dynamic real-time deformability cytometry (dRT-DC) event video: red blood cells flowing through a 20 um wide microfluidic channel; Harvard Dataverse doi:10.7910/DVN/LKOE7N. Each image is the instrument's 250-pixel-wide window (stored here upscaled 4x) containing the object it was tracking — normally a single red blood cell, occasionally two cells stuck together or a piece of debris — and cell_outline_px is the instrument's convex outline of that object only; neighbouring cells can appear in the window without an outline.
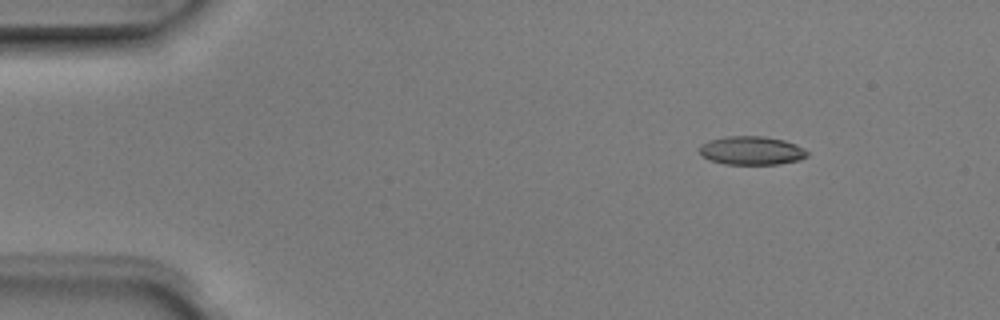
{"species": "Egyptian fruit bat (a non-hibernating species)", "species_latin": "Rousettus aegyptiacus", "temperature_condition": "room temperature", "stored_images_in_passage": 4, "camera_frame_rate_fps": 3000, "um_per_image_px": 0.085, "animal": {"sex": "male"}, "frame": {"image": 1, "passage_image": 1, "time_ms": 0.0, "image_size_px": [1000, 320], "cell_outline_px": [[808, 156], [800, 160], [780, 164], [724, 164], [700, 156], [700, 144], [708, 140], [728, 136], [764, 136], [784, 140], [796, 144], [804, 148], [808, 152]], "centroid_in_image_um": [63.89, 12.79], "position_along_channel_um": 21.1, "area_um2": 18.09}}
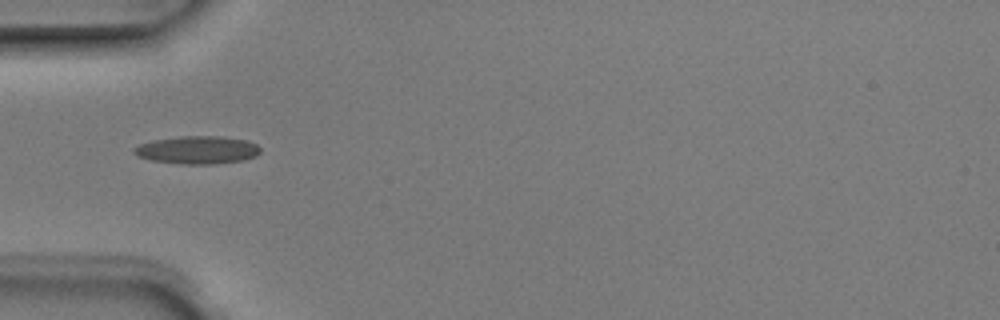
{"frame": {"image": 2, "passage_image": 4, "time_ms": 1.0, "image_size_px": [1000, 320], "cell_outline_px": [[260, 152], [256, 156], [244, 160], [212, 164], [180, 164], [152, 160], [136, 156], [132, 152], [132, 148], [140, 144], [152, 140], [180, 136], [224, 136], [248, 140], [256, 144], [260, 148]], "centroid_in_image_um": [16.77, 12.74], "position_along_channel_um": 68.2, "area_um2": 20.75}}